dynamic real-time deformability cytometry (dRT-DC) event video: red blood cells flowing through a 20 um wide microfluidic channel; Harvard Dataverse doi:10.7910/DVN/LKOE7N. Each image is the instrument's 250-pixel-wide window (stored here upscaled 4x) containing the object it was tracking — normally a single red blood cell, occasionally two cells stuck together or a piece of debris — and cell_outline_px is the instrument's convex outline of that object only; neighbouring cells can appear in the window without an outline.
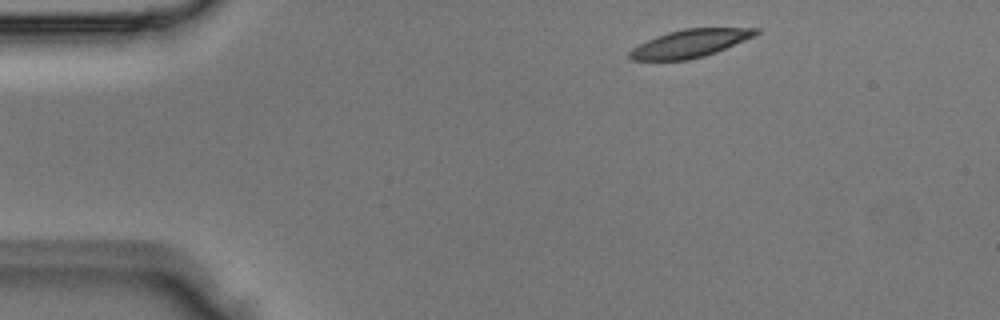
{"species": "Egyptian fruit bat (a non-hibernating species)", "species_latin": "Rousettus aegyptiacus", "temperature_condition": "room temperature", "stored_images_in_passage": 3, "camera_frame_rate_fps": 3000, "um_per_image_px": 0.085, "animal": {"sex": "male"}, "frame": {"image": 1, "passage_image": 1, "time_ms": 0.0, "image_size_px": [1000, 320], "cell_outline_px": [[760, 32], [756, 36], [716, 52], [704, 56], [688, 60], [628, 60], [628, 52], [632, 48], [656, 36], [668, 32], [684, 28], [760, 28]], "centroid_in_image_um": [58.66, 3.69], "position_along_channel_um": 26.3, "area_um2": 20.58}}
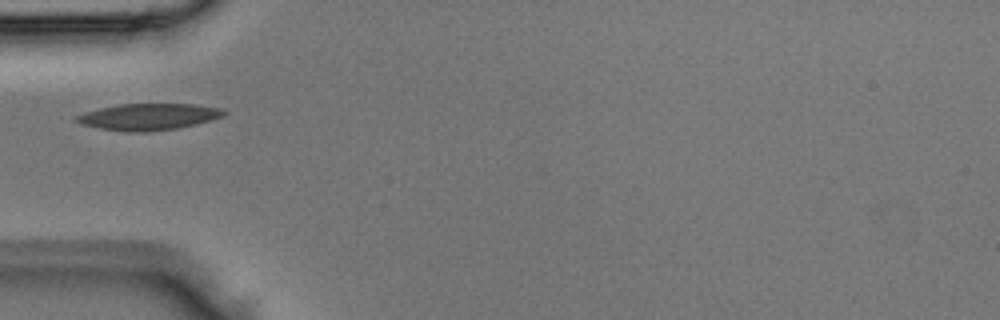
{"frame": {"image": 2, "passage_image": 3, "time_ms": 0.667, "image_size_px": [1000, 320], "cell_outline_px": [[224, 116], [212, 120], [196, 124], [176, 128], [144, 132], [124, 132], [100, 128], [80, 124], [72, 120], [76, 116], [84, 112], [100, 108], [120, 104], [196, 104], [220, 108], [224, 112]], "centroid_in_image_um": [12.58, 9.93], "position_along_channel_um": 72.4, "area_um2": 22.77}}